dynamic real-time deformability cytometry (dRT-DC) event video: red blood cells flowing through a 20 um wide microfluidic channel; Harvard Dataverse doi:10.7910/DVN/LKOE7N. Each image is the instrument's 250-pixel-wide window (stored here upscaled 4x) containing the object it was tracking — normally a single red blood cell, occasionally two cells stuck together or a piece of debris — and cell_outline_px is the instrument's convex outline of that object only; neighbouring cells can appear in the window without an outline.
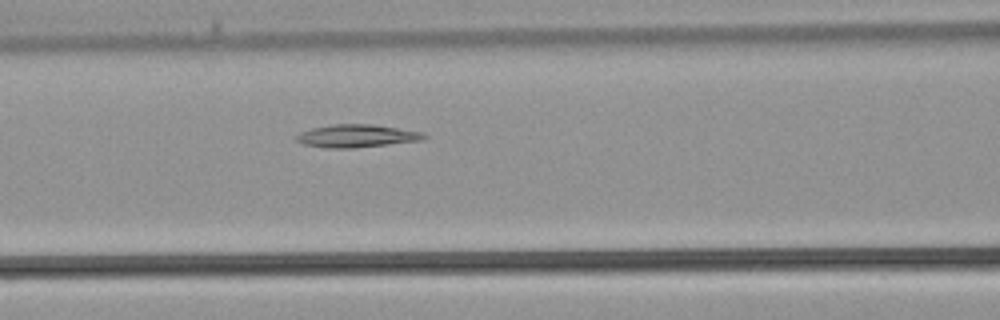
{"species": "common noctule bat (a hibernating species)", "species_latin": "Nyctalus noctula", "temperature_condition": "warm", "stored_images_in_passage": 24, "camera_frame_rate_fps": 3000, "um_per_image_px": 0.085, "animal": {"sex": "male", "body_mass_g": 21.5, "forearm_length_mm": 52.0}, "frame": {"image": 1, "passage_image": 9, "time_ms": 2.667, "image_size_px": [1000, 320], "cell_outline_px": [[428, 136], [424, 140], [352, 148], [324, 148], [304, 144], [296, 140], [292, 136], [300, 132], [312, 128], [332, 124], [372, 124], [424, 132]], "centroid_in_image_um": [30.3, 11.55], "position_along_channel_um": 136.3, "area_um2": 17.11}}
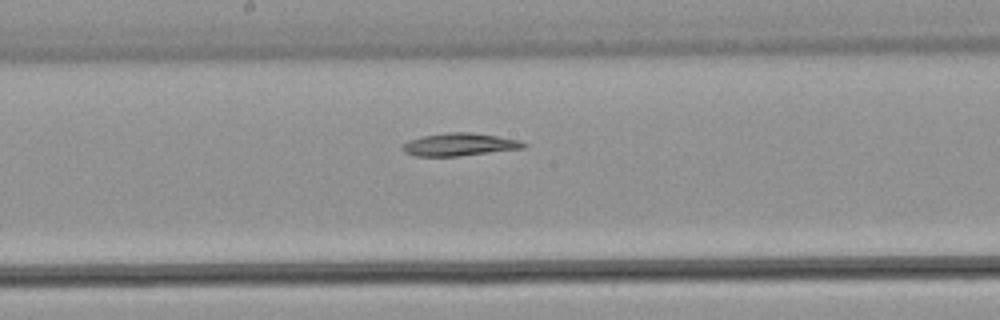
{"frame": {"image": 2, "passage_image": 13, "time_ms": 4.0, "image_size_px": [1000, 320], "cell_outline_px": [[528, 144], [524, 148], [456, 156], [416, 156], [404, 152], [400, 148], [400, 144], [408, 140], [424, 136], [448, 132], [472, 132], [520, 140]], "centroid_in_image_um": [39.01, 12.28], "position_along_channel_um": 209.2, "area_um2": 16.01}}
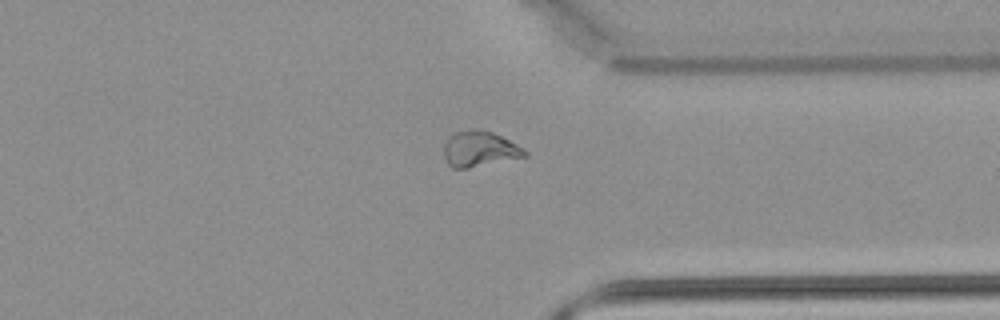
{"frame": {"image": 3, "passage_image": 22, "time_ms": 7.0, "image_size_px": [1000, 320], "cell_outline_px": [[528, 156], [468, 168], [452, 168], [448, 164], [444, 156], [444, 144], [448, 136], [456, 132], [476, 128], [492, 132], [524, 148], [528, 152]], "centroid_in_image_um": [40.75, 12.66], "position_along_channel_um": 370.6, "area_um2": 16.76}}